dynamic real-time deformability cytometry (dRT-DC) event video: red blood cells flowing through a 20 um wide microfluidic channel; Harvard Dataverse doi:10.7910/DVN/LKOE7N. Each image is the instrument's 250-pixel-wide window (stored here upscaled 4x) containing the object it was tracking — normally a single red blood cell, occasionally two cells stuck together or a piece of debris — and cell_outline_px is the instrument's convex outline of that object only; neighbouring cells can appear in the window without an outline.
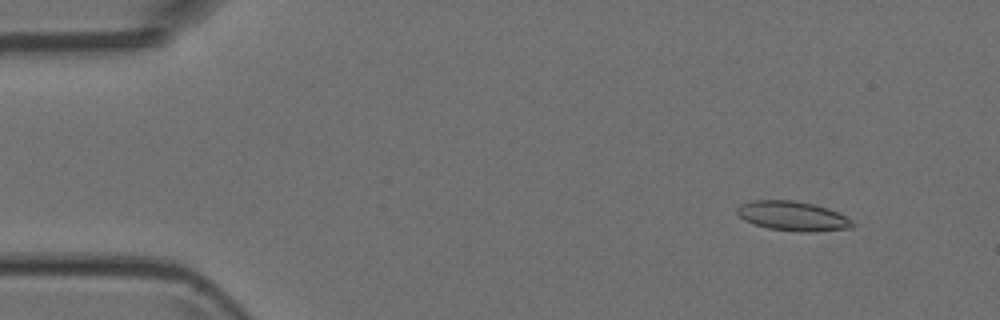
{"species": "Egyptian fruit bat (a non-hibernating species)", "species_latin": "Rousettus aegyptiacus", "temperature_condition": "room temperature", "stored_images_in_passage": 5, "camera_frame_rate_fps": 3000, "um_per_image_px": 0.085, "animal": {"sex": "female"}, "frame": {"image": 1, "passage_image": 1, "time_ms": 0.0, "image_size_px": [1000, 320], "cell_outline_px": [[856, 224], [852, 228], [808, 232], [804, 232], [768, 228], [744, 220], [736, 212], [736, 208], [740, 204], [752, 200], [796, 200], [828, 208], [852, 220]], "centroid_in_image_um": [67.38, 18.35], "position_along_channel_um": 17.6, "area_um2": 19.77}}
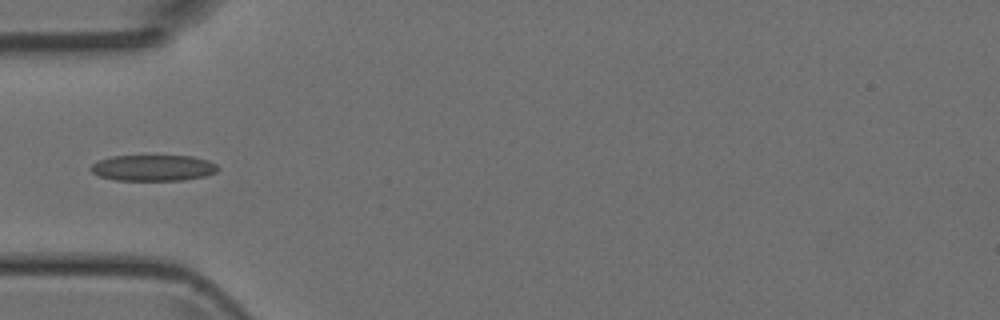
{"frame": {"image": 2, "passage_image": 4, "time_ms": 3.667, "image_size_px": [1000, 320], "cell_outline_px": [[220, 168], [216, 172], [204, 176], [184, 180], [116, 180], [100, 176], [92, 172], [88, 168], [96, 160], [112, 156], [192, 156], [208, 160], [216, 164]], "centroid_in_image_um": [13.0, 14.26], "position_along_channel_um": 72.0, "area_um2": 19.36}}
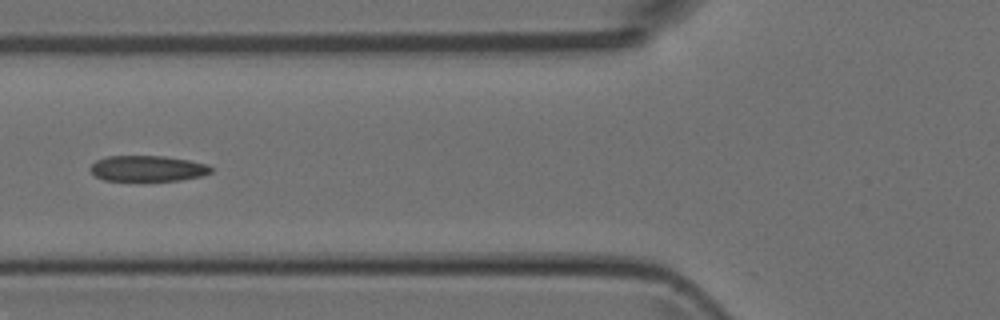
{"frame": {"image": 3, "passage_image": 5, "time_ms": 4.667, "image_size_px": [1000, 320], "cell_outline_px": [[212, 172], [204, 176], [180, 180], [104, 180], [96, 176], [88, 168], [96, 160], [108, 156], [164, 156], [188, 160], [208, 164], [212, 168]], "centroid_in_image_um": [12.57, 14.31], "position_along_channel_um": 113.2, "area_um2": 18.09}}